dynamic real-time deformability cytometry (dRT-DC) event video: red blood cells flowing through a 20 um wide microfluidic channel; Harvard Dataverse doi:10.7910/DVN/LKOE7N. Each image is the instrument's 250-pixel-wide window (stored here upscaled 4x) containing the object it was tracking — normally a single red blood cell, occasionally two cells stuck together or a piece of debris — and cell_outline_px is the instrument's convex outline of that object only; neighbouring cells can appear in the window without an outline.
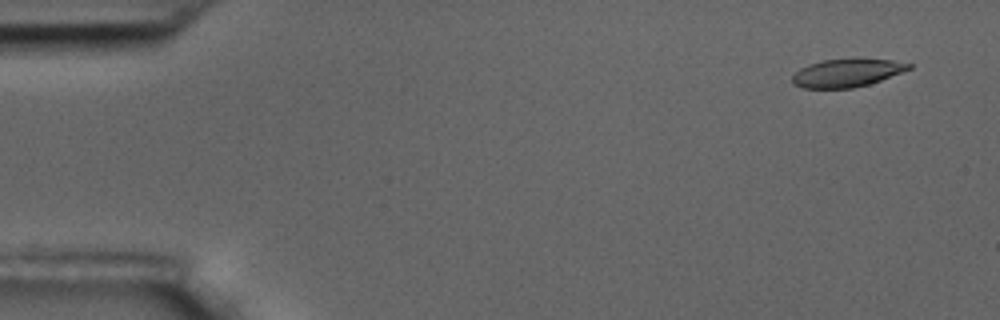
{"species": "common noctule bat (a hibernating species)", "species_latin": "Nyctalus noctula", "temperature_condition": "room temperature", "stored_images_in_passage": 9, "camera_frame_rate_fps": 3000, "um_per_image_px": 0.085, "animal": {"sex": "male", "body_mass_g": 17.5, "forearm_length_mm": 52.3}, "frame": {"image": 1, "passage_image": 2, "time_ms": 0.333, "image_size_px": [1000, 320], "cell_outline_px": [[912, 68], [880, 80], [868, 84], [852, 88], [804, 88], [792, 84], [792, 76], [800, 68], [808, 64], [824, 60], [892, 60], [912, 64]], "centroid_in_image_um": [71.94, 6.22], "position_along_channel_um": 13.1, "area_um2": 18.55}}
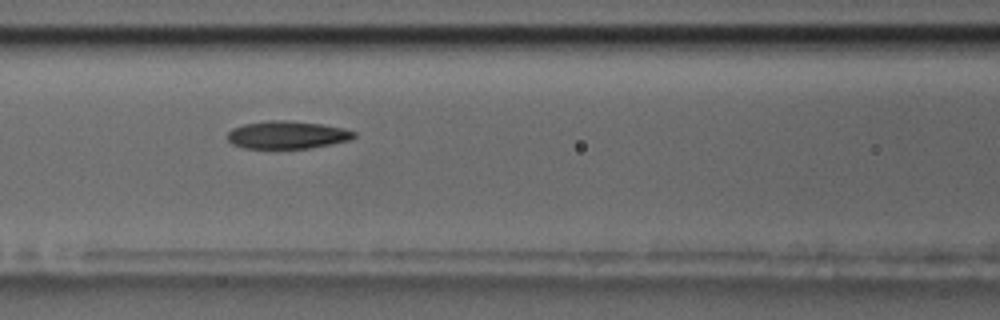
{"frame": {"image": 2, "passage_image": 8, "time_ms": 2.333, "image_size_px": [1000, 320], "cell_outline_px": [[356, 136], [348, 140], [332, 144], [312, 148], [244, 148], [232, 144], [228, 140], [228, 132], [232, 128], [244, 124], [268, 120], [280, 120], [320, 124], [344, 128], [356, 132]], "centroid_in_image_um": [24.4, 11.47], "position_along_channel_um": 142.2, "area_um2": 20.35}}
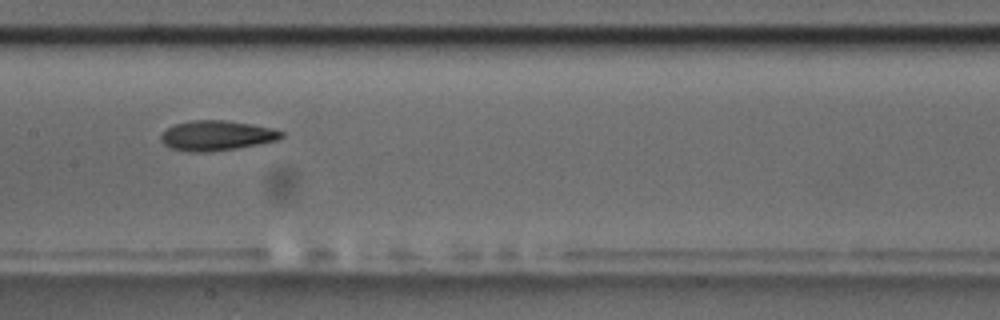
{"frame": {"image": 3, "passage_image": 9, "time_ms": 2.667, "image_size_px": [1000, 320], "cell_outline_px": [[284, 136], [276, 140], [260, 144], [236, 148], [204, 152], [188, 152], [168, 148], [160, 140], [160, 136], [168, 128], [176, 124], [192, 120], [224, 120], [272, 128], [284, 132]], "centroid_in_image_um": [18.39, 11.53], "position_along_channel_um": 189.0, "area_um2": 20.92}}